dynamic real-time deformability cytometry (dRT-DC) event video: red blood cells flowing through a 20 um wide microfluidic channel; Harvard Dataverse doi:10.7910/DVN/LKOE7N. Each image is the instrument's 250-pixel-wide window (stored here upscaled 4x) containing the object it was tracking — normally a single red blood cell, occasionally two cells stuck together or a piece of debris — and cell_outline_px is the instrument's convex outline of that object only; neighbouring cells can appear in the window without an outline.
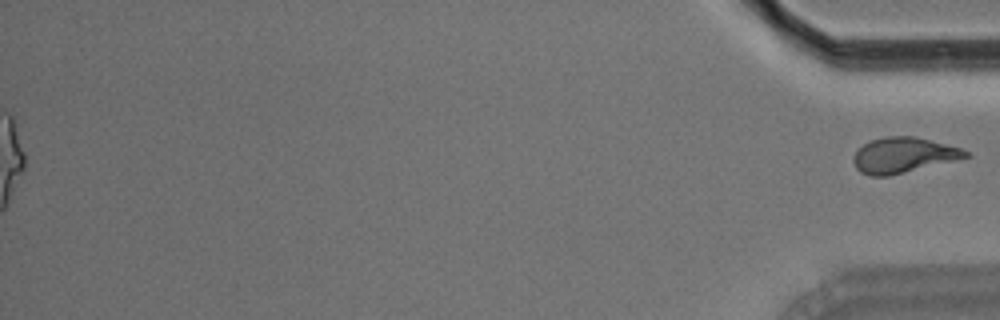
{"species": "Egyptian fruit bat (a non-hibernating species)", "species_latin": "Rousettus aegyptiacus", "temperature_condition": "room temperature", "stored_images_in_passage": 55, "segment_of_instrument_passage": [2, 2], "camera_frame_rate_fps": 3000, "um_per_image_px": 0.085, "animal": {"sex": "male"}, "frame": {"image": 1, "passage_image": 55, "time_ms": 18.0, "image_size_px": [1000, 320], "cell_outline_px": [[972, 156], [888, 176], [868, 176], [860, 172], [856, 168], [852, 160], [852, 156], [868, 140], [884, 136], [916, 136], [960, 148], [968, 152]], "centroid_in_image_um": [76.74, 13.18], "position_along_channel_um": 358.5, "area_um2": 23.12}}